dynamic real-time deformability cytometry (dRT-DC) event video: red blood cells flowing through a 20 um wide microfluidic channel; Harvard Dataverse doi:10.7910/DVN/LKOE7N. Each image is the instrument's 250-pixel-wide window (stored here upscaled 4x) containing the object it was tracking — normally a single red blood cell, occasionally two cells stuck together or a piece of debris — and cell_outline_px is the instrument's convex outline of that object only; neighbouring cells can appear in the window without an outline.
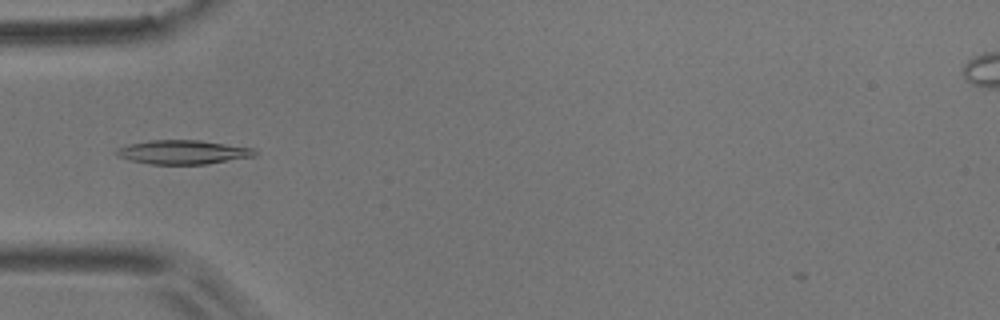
{"species": "common noctule bat (a hibernating species)", "species_latin": "Nyctalus noctula", "temperature_condition": "room temperature", "stored_images_in_passage": 38, "camera_frame_rate_fps": 3000, "um_per_image_px": 0.085, "animal": {"sex": "male", "body_mass_g": 17.9}, "frame": {"image": 1, "passage_image": 1, "time_ms": 0.0, "image_size_px": [1000, 320], "cell_outline_px": [[256, 156], [208, 164], [148, 164], [132, 160], [120, 156], [116, 152], [120, 148], [128, 144], [152, 140], [200, 140], [252, 148], [256, 152]], "centroid_in_image_um": [15.6, 12.93], "position_along_channel_um": 69.4, "area_um2": 19.07}}
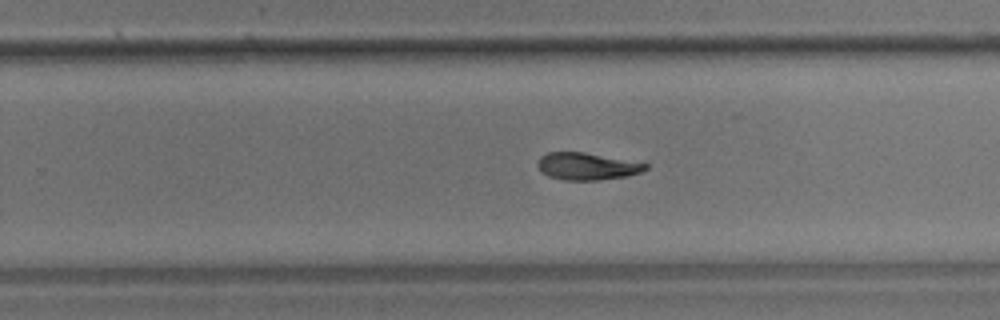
{"frame": {"image": 2, "passage_image": 18, "time_ms": 5.667, "image_size_px": [1000, 320], "cell_outline_px": [[648, 168], [640, 172], [628, 176], [596, 180], [564, 180], [548, 176], [540, 172], [536, 164], [540, 156], [548, 152], [584, 152], [648, 164]], "centroid_in_image_um": [49.83, 14.14], "position_along_channel_um": 280.0, "area_um2": 17.05}}
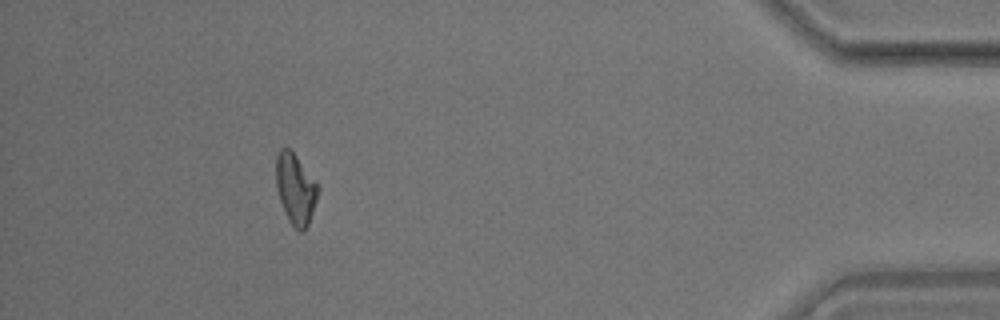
{"frame": {"image": 3, "passage_image": 33, "time_ms": 10.667, "image_size_px": [1000, 320], "cell_outline_px": [[320, 188], [308, 224], [304, 232], [300, 232], [288, 220], [284, 212], [276, 188], [276, 156], [280, 148], [288, 148], [296, 156], [316, 180]], "centroid_in_image_um": [25.12, 16.05], "position_along_channel_um": 410.1, "area_um2": 17.22}}